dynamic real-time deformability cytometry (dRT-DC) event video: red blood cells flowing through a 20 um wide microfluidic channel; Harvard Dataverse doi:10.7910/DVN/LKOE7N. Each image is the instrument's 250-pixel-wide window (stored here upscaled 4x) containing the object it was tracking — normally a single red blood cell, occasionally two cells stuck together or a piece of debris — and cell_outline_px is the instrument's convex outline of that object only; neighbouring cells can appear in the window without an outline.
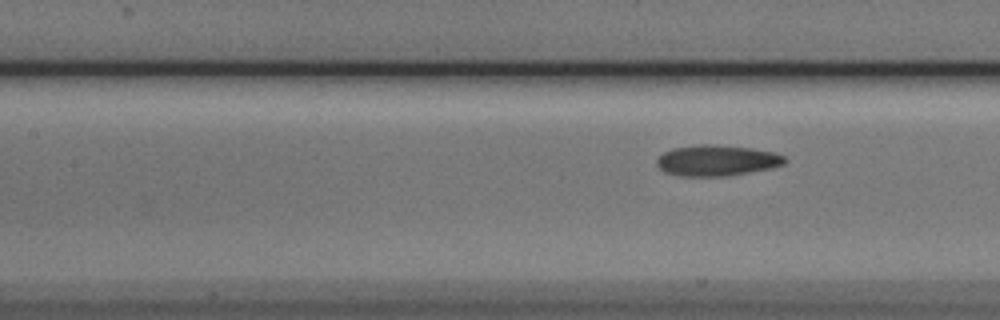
{"species": "Egyptian fruit bat (a non-hibernating species)", "species_latin": "Rousettus aegyptiacus", "temperature_condition": "cold", "stored_images_in_passage": 6, "segment_of_instrument_passage": [2, 2], "camera_frame_rate_fps": 3000, "um_per_image_px": 0.085, "animal": {"sex": "male"}, "frame": {"image": 1, "passage_image": 6, "time_ms": 1.667, "image_size_px": [1000, 320], "cell_outline_px": [[788, 160], [784, 164], [772, 168], [728, 176], [680, 176], [664, 172], [656, 164], [656, 160], [664, 152], [672, 148], [700, 144], [716, 144], [752, 148], [776, 152], [784, 156]], "centroid_in_image_um": [60.95, 13.63], "position_along_channel_um": 146.4, "area_um2": 23.29}}